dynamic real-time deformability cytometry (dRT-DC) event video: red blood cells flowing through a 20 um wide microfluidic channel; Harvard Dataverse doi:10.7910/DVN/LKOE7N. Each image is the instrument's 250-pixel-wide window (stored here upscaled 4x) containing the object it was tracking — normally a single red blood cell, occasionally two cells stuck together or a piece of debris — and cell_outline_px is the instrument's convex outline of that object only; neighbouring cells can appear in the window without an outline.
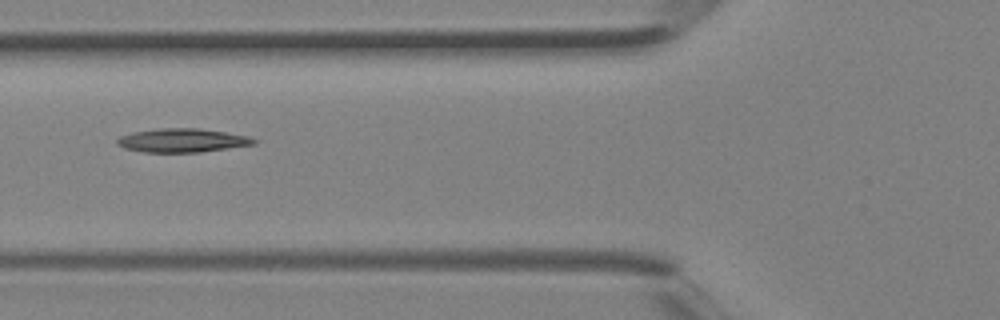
{"species": "Egyptian fruit bat (a non-hibernating species)", "species_latin": "Rousettus aegyptiacus", "temperature_condition": "room temperature", "stored_images_in_passage": 5, "camera_frame_rate_fps": 3000, "um_per_image_px": 0.085, "animal": {"sex": "female"}, "frame": {"image": 1, "passage_image": 5, "time_ms": 1.333, "image_size_px": [1000, 320], "cell_outline_px": [[260, 140], [256, 144], [200, 152], [144, 152], [124, 148], [116, 144], [116, 140], [120, 136], [132, 132], [160, 128], [200, 128], [248, 136]], "centroid_in_image_um": [15.5, 11.93], "position_along_channel_um": 110.3, "area_um2": 18.96}}